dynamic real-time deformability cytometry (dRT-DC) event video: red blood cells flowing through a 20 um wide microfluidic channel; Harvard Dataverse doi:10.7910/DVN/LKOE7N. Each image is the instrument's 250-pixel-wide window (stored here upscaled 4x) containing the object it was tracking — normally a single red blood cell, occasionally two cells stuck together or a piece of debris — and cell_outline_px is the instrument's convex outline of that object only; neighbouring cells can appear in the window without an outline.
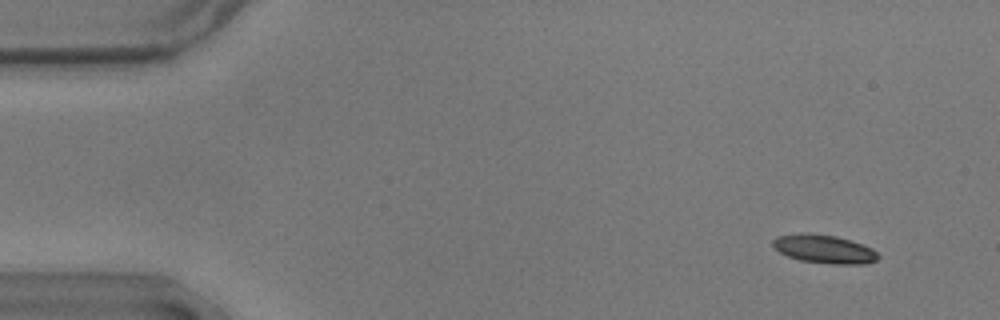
{"species": "common noctule bat (a hibernating species)", "species_latin": "Nyctalus noctula", "temperature_condition": "warm", "stored_images_in_passage": 57, "camera_frame_rate_fps": 3000, "um_per_image_px": 0.085, "animal": {"sex": "male", "body_mass_g": 17.9}, "frame": {"image": 1, "passage_image": 5, "time_ms": 1.333, "image_size_px": [1000, 320], "cell_outline_px": [[880, 256], [876, 260], [864, 264], [832, 264], [800, 260], [788, 256], [780, 252], [772, 244], [772, 240], [776, 236], [836, 236], [872, 248]], "centroid_in_image_um": [70.11, 21.23], "position_along_channel_um": 14.9, "area_um2": 16.47}}
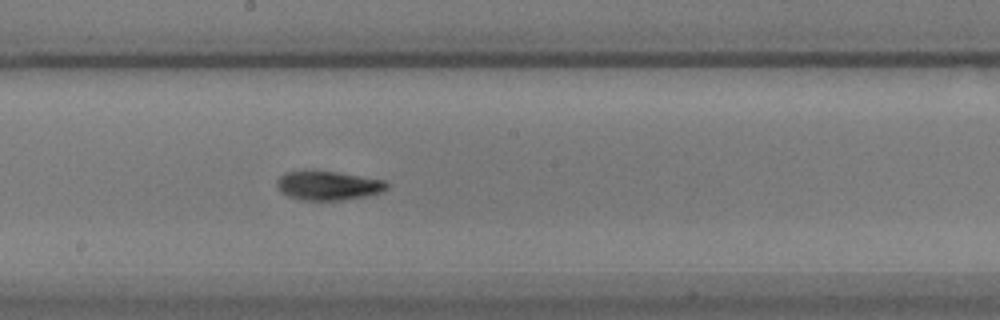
{"frame": {"image": 2, "passage_image": 31, "time_ms": 10.0, "image_size_px": [1000, 320], "cell_outline_px": [[388, 188], [380, 192], [364, 196], [340, 200], [300, 200], [288, 196], [276, 184], [276, 180], [284, 172], [304, 168], [336, 172], [384, 180], [388, 184]], "centroid_in_image_um": [27.83, 15.73], "position_along_channel_um": 220.4, "area_um2": 18.84}}
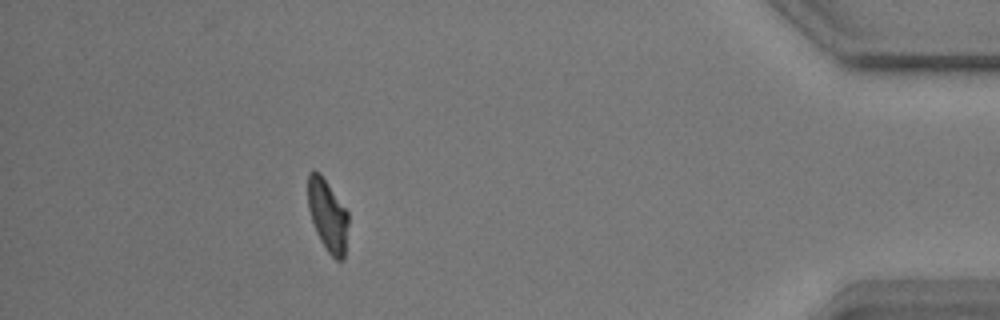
{"frame": {"image": 3, "passage_image": 51, "time_ms": 16.667, "image_size_px": [1000, 320], "cell_outline_px": [[348, 224], [344, 260], [336, 260], [328, 252], [320, 240], [316, 232], [308, 208], [308, 172], [312, 168], [320, 172], [348, 212]], "centroid_in_image_um": [27.84, 18.28], "position_along_channel_um": 407.4, "area_um2": 16.99}, "authors_computed_cell_mechanics": {"area_um2": 17.5134, "velocity_mm_per_s": 3.587, "shape_relaxation_time_tau1_ms": 5.6226, "shape_relaxation_time_tau2_ms": 4.2927, "deformation_change_tau1": 0.2002, "deformation_change_tau2": 0.0945}}